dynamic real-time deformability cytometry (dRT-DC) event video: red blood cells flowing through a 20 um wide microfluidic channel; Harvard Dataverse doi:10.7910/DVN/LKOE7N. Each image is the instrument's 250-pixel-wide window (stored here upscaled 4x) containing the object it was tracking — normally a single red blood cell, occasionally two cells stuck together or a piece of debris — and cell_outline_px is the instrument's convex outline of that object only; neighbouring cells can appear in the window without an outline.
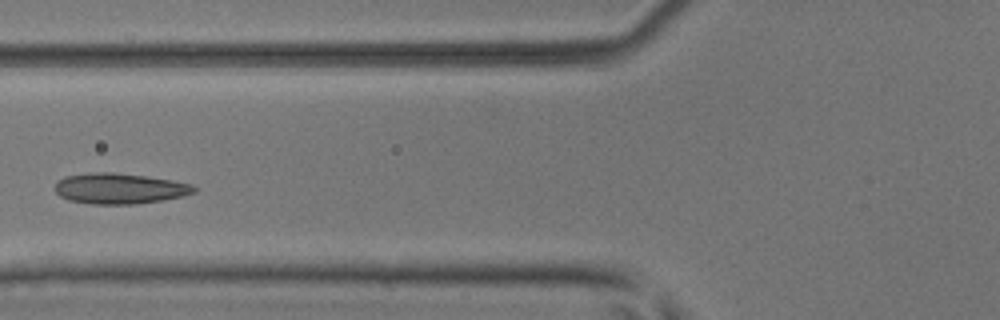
{"species": "common noctule bat (a hibernating species)", "species_latin": "Nyctalus noctula", "temperature_condition": "room temperature", "stored_images_in_passage": 5, "camera_frame_rate_fps": 3000, "um_per_image_px": 0.085, "animal": {"sex": "male", "body_mass_g": 17.9, "forearm_length_mm": 54.2}, "frame": {"image": 1, "passage_image": 5, "time_ms": 1.333, "image_size_px": [1000, 320], "cell_outline_px": [[196, 192], [184, 196], [164, 200], [132, 204], [92, 204], [68, 200], [60, 196], [52, 188], [56, 180], [64, 176], [92, 172], [112, 172], [144, 176], [172, 180], [192, 184], [196, 188]], "centroid_in_image_um": [10.12, 16.02], "position_along_channel_um": 115.7, "area_um2": 25.09}}